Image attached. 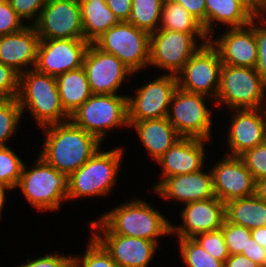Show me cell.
I'll return each instance as SVG.
<instances>
[{
	"label": "cell",
	"instance_id": "8",
	"mask_svg": "<svg viewBox=\"0 0 266 267\" xmlns=\"http://www.w3.org/2000/svg\"><path fill=\"white\" fill-rule=\"evenodd\" d=\"M93 44L103 52L115 55L134 74L149 66L150 33L128 21L109 28Z\"/></svg>",
	"mask_w": 266,
	"mask_h": 267
},
{
	"label": "cell",
	"instance_id": "28",
	"mask_svg": "<svg viewBox=\"0 0 266 267\" xmlns=\"http://www.w3.org/2000/svg\"><path fill=\"white\" fill-rule=\"evenodd\" d=\"M83 23L84 39L93 43L98 37L120 21L105 0H78Z\"/></svg>",
	"mask_w": 266,
	"mask_h": 267
},
{
	"label": "cell",
	"instance_id": "45",
	"mask_svg": "<svg viewBox=\"0 0 266 267\" xmlns=\"http://www.w3.org/2000/svg\"><path fill=\"white\" fill-rule=\"evenodd\" d=\"M105 2L119 21L129 20L132 9V0H105Z\"/></svg>",
	"mask_w": 266,
	"mask_h": 267
},
{
	"label": "cell",
	"instance_id": "3",
	"mask_svg": "<svg viewBox=\"0 0 266 267\" xmlns=\"http://www.w3.org/2000/svg\"><path fill=\"white\" fill-rule=\"evenodd\" d=\"M17 98L22 114L29 109L41 128L70 119L61 105L56 77L35 68L20 74Z\"/></svg>",
	"mask_w": 266,
	"mask_h": 267
},
{
	"label": "cell",
	"instance_id": "47",
	"mask_svg": "<svg viewBox=\"0 0 266 267\" xmlns=\"http://www.w3.org/2000/svg\"><path fill=\"white\" fill-rule=\"evenodd\" d=\"M251 231L252 238L262 247L266 248V226L254 228Z\"/></svg>",
	"mask_w": 266,
	"mask_h": 267
},
{
	"label": "cell",
	"instance_id": "13",
	"mask_svg": "<svg viewBox=\"0 0 266 267\" xmlns=\"http://www.w3.org/2000/svg\"><path fill=\"white\" fill-rule=\"evenodd\" d=\"M144 84L127 96L128 121L152 120L167 117L174 92L178 88L177 76L164 73Z\"/></svg>",
	"mask_w": 266,
	"mask_h": 267
},
{
	"label": "cell",
	"instance_id": "12",
	"mask_svg": "<svg viewBox=\"0 0 266 267\" xmlns=\"http://www.w3.org/2000/svg\"><path fill=\"white\" fill-rule=\"evenodd\" d=\"M33 26L41 40L84 39L78 0H48Z\"/></svg>",
	"mask_w": 266,
	"mask_h": 267
},
{
	"label": "cell",
	"instance_id": "26",
	"mask_svg": "<svg viewBox=\"0 0 266 267\" xmlns=\"http://www.w3.org/2000/svg\"><path fill=\"white\" fill-rule=\"evenodd\" d=\"M56 79L61 105L70 116L92 95L86 72L82 66L60 74Z\"/></svg>",
	"mask_w": 266,
	"mask_h": 267
},
{
	"label": "cell",
	"instance_id": "7",
	"mask_svg": "<svg viewBox=\"0 0 266 267\" xmlns=\"http://www.w3.org/2000/svg\"><path fill=\"white\" fill-rule=\"evenodd\" d=\"M70 120L102 142L108 130L129 127L127 96L92 94L70 115Z\"/></svg>",
	"mask_w": 266,
	"mask_h": 267
},
{
	"label": "cell",
	"instance_id": "21",
	"mask_svg": "<svg viewBox=\"0 0 266 267\" xmlns=\"http://www.w3.org/2000/svg\"><path fill=\"white\" fill-rule=\"evenodd\" d=\"M167 177L155 184L153 189L165 200L172 199L184 204L216 197L211 169Z\"/></svg>",
	"mask_w": 266,
	"mask_h": 267
},
{
	"label": "cell",
	"instance_id": "43",
	"mask_svg": "<svg viewBox=\"0 0 266 267\" xmlns=\"http://www.w3.org/2000/svg\"><path fill=\"white\" fill-rule=\"evenodd\" d=\"M241 254L245 255L260 267H266V248L259 245L252 236L248 239L246 248L243 249Z\"/></svg>",
	"mask_w": 266,
	"mask_h": 267
},
{
	"label": "cell",
	"instance_id": "23",
	"mask_svg": "<svg viewBox=\"0 0 266 267\" xmlns=\"http://www.w3.org/2000/svg\"><path fill=\"white\" fill-rule=\"evenodd\" d=\"M205 142L209 141L198 138H180L156 161L162 168V180L203 169Z\"/></svg>",
	"mask_w": 266,
	"mask_h": 267
},
{
	"label": "cell",
	"instance_id": "38",
	"mask_svg": "<svg viewBox=\"0 0 266 267\" xmlns=\"http://www.w3.org/2000/svg\"><path fill=\"white\" fill-rule=\"evenodd\" d=\"M255 180L266 177V142L239 156Z\"/></svg>",
	"mask_w": 266,
	"mask_h": 267
},
{
	"label": "cell",
	"instance_id": "37",
	"mask_svg": "<svg viewBox=\"0 0 266 267\" xmlns=\"http://www.w3.org/2000/svg\"><path fill=\"white\" fill-rule=\"evenodd\" d=\"M263 15L264 13L254 15L250 21V25L254 28L258 47L257 65L255 70L266 83V16ZM256 19H258L257 21L259 23H257ZM256 23L257 25L260 24L261 27L260 25H255Z\"/></svg>",
	"mask_w": 266,
	"mask_h": 267
},
{
	"label": "cell",
	"instance_id": "35",
	"mask_svg": "<svg viewBox=\"0 0 266 267\" xmlns=\"http://www.w3.org/2000/svg\"><path fill=\"white\" fill-rule=\"evenodd\" d=\"M194 239L209 255L223 263L230 255L222 229L198 234Z\"/></svg>",
	"mask_w": 266,
	"mask_h": 267
},
{
	"label": "cell",
	"instance_id": "32",
	"mask_svg": "<svg viewBox=\"0 0 266 267\" xmlns=\"http://www.w3.org/2000/svg\"><path fill=\"white\" fill-rule=\"evenodd\" d=\"M180 254L187 267H224V263L209 255L194 238H178Z\"/></svg>",
	"mask_w": 266,
	"mask_h": 267
},
{
	"label": "cell",
	"instance_id": "5",
	"mask_svg": "<svg viewBox=\"0 0 266 267\" xmlns=\"http://www.w3.org/2000/svg\"><path fill=\"white\" fill-rule=\"evenodd\" d=\"M123 148L100 149L78 170L69 175L68 200L109 194L116 184Z\"/></svg>",
	"mask_w": 266,
	"mask_h": 267
},
{
	"label": "cell",
	"instance_id": "42",
	"mask_svg": "<svg viewBox=\"0 0 266 267\" xmlns=\"http://www.w3.org/2000/svg\"><path fill=\"white\" fill-rule=\"evenodd\" d=\"M73 266V257L65 256L62 253V256L56 254H49L37 259H29L28 263L22 264L20 267H72Z\"/></svg>",
	"mask_w": 266,
	"mask_h": 267
},
{
	"label": "cell",
	"instance_id": "46",
	"mask_svg": "<svg viewBox=\"0 0 266 267\" xmlns=\"http://www.w3.org/2000/svg\"><path fill=\"white\" fill-rule=\"evenodd\" d=\"M224 267H260L243 254L229 255Z\"/></svg>",
	"mask_w": 266,
	"mask_h": 267
},
{
	"label": "cell",
	"instance_id": "9",
	"mask_svg": "<svg viewBox=\"0 0 266 267\" xmlns=\"http://www.w3.org/2000/svg\"><path fill=\"white\" fill-rule=\"evenodd\" d=\"M207 96L180 89L174 92L167 119L181 137L210 140L212 110L205 104Z\"/></svg>",
	"mask_w": 266,
	"mask_h": 267
},
{
	"label": "cell",
	"instance_id": "20",
	"mask_svg": "<svg viewBox=\"0 0 266 267\" xmlns=\"http://www.w3.org/2000/svg\"><path fill=\"white\" fill-rule=\"evenodd\" d=\"M92 236L104 247L118 267H148L159 245L151 240L117 234L93 232Z\"/></svg>",
	"mask_w": 266,
	"mask_h": 267
},
{
	"label": "cell",
	"instance_id": "18",
	"mask_svg": "<svg viewBox=\"0 0 266 267\" xmlns=\"http://www.w3.org/2000/svg\"><path fill=\"white\" fill-rule=\"evenodd\" d=\"M229 126V156H240L266 142V107L235 109Z\"/></svg>",
	"mask_w": 266,
	"mask_h": 267
},
{
	"label": "cell",
	"instance_id": "17",
	"mask_svg": "<svg viewBox=\"0 0 266 267\" xmlns=\"http://www.w3.org/2000/svg\"><path fill=\"white\" fill-rule=\"evenodd\" d=\"M181 211L182 225L171 224V234L178 238H194L196 235L221 229L226 219L225 203L217 197L184 204Z\"/></svg>",
	"mask_w": 266,
	"mask_h": 267
},
{
	"label": "cell",
	"instance_id": "16",
	"mask_svg": "<svg viewBox=\"0 0 266 267\" xmlns=\"http://www.w3.org/2000/svg\"><path fill=\"white\" fill-rule=\"evenodd\" d=\"M214 192L223 203L255 193V179L238 156L226 155L211 168Z\"/></svg>",
	"mask_w": 266,
	"mask_h": 267
},
{
	"label": "cell",
	"instance_id": "2",
	"mask_svg": "<svg viewBox=\"0 0 266 267\" xmlns=\"http://www.w3.org/2000/svg\"><path fill=\"white\" fill-rule=\"evenodd\" d=\"M128 201L91 222L93 232L143 238L157 244V238L171 235V223L150 203L140 199Z\"/></svg>",
	"mask_w": 266,
	"mask_h": 267
},
{
	"label": "cell",
	"instance_id": "27",
	"mask_svg": "<svg viewBox=\"0 0 266 267\" xmlns=\"http://www.w3.org/2000/svg\"><path fill=\"white\" fill-rule=\"evenodd\" d=\"M226 220L249 230L266 226V201L255 194L225 203Z\"/></svg>",
	"mask_w": 266,
	"mask_h": 267
},
{
	"label": "cell",
	"instance_id": "10",
	"mask_svg": "<svg viewBox=\"0 0 266 267\" xmlns=\"http://www.w3.org/2000/svg\"><path fill=\"white\" fill-rule=\"evenodd\" d=\"M222 62L217 49L202 44L176 75L178 87L184 91L216 99Z\"/></svg>",
	"mask_w": 266,
	"mask_h": 267
},
{
	"label": "cell",
	"instance_id": "11",
	"mask_svg": "<svg viewBox=\"0 0 266 267\" xmlns=\"http://www.w3.org/2000/svg\"><path fill=\"white\" fill-rule=\"evenodd\" d=\"M200 46L191 33L158 29L150 34L149 66L177 75Z\"/></svg>",
	"mask_w": 266,
	"mask_h": 267
},
{
	"label": "cell",
	"instance_id": "19",
	"mask_svg": "<svg viewBox=\"0 0 266 267\" xmlns=\"http://www.w3.org/2000/svg\"><path fill=\"white\" fill-rule=\"evenodd\" d=\"M209 41L219 52L222 64L256 67L258 47L254 28L250 24L240 28H228L217 39L210 37Z\"/></svg>",
	"mask_w": 266,
	"mask_h": 267
},
{
	"label": "cell",
	"instance_id": "40",
	"mask_svg": "<svg viewBox=\"0 0 266 267\" xmlns=\"http://www.w3.org/2000/svg\"><path fill=\"white\" fill-rule=\"evenodd\" d=\"M20 74L0 61V100L17 98Z\"/></svg>",
	"mask_w": 266,
	"mask_h": 267
},
{
	"label": "cell",
	"instance_id": "50",
	"mask_svg": "<svg viewBox=\"0 0 266 267\" xmlns=\"http://www.w3.org/2000/svg\"><path fill=\"white\" fill-rule=\"evenodd\" d=\"M260 13L266 15V0H248Z\"/></svg>",
	"mask_w": 266,
	"mask_h": 267
},
{
	"label": "cell",
	"instance_id": "39",
	"mask_svg": "<svg viewBox=\"0 0 266 267\" xmlns=\"http://www.w3.org/2000/svg\"><path fill=\"white\" fill-rule=\"evenodd\" d=\"M27 25L23 23L8 0H0V36L19 32Z\"/></svg>",
	"mask_w": 266,
	"mask_h": 267
},
{
	"label": "cell",
	"instance_id": "41",
	"mask_svg": "<svg viewBox=\"0 0 266 267\" xmlns=\"http://www.w3.org/2000/svg\"><path fill=\"white\" fill-rule=\"evenodd\" d=\"M11 7L15 10L17 15L22 20H34L32 23H28V25H33L41 12V10L46 5L48 0H8Z\"/></svg>",
	"mask_w": 266,
	"mask_h": 267
},
{
	"label": "cell",
	"instance_id": "22",
	"mask_svg": "<svg viewBox=\"0 0 266 267\" xmlns=\"http://www.w3.org/2000/svg\"><path fill=\"white\" fill-rule=\"evenodd\" d=\"M40 40L33 25H27L13 34L0 36V61L19 74L34 69ZM30 65V68L26 67Z\"/></svg>",
	"mask_w": 266,
	"mask_h": 267
},
{
	"label": "cell",
	"instance_id": "51",
	"mask_svg": "<svg viewBox=\"0 0 266 267\" xmlns=\"http://www.w3.org/2000/svg\"><path fill=\"white\" fill-rule=\"evenodd\" d=\"M253 15H257L260 12L248 1V0H239Z\"/></svg>",
	"mask_w": 266,
	"mask_h": 267
},
{
	"label": "cell",
	"instance_id": "24",
	"mask_svg": "<svg viewBox=\"0 0 266 267\" xmlns=\"http://www.w3.org/2000/svg\"><path fill=\"white\" fill-rule=\"evenodd\" d=\"M128 123L129 127L135 128L139 140L155 161L182 138L167 117Z\"/></svg>",
	"mask_w": 266,
	"mask_h": 267
},
{
	"label": "cell",
	"instance_id": "33",
	"mask_svg": "<svg viewBox=\"0 0 266 267\" xmlns=\"http://www.w3.org/2000/svg\"><path fill=\"white\" fill-rule=\"evenodd\" d=\"M24 162L8 146H0V184L16 189Z\"/></svg>",
	"mask_w": 266,
	"mask_h": 267
},
{
	"label": "cell",
	"instance_id": "48",
	"mask_svg": "<svg viewBox=\"0 0 266 267\" xmlns=\"http://www.w3.org/2000/svg\"><path fill=\"white\" fill-rule=\"evenodd\" d=\"M259 199L266 201V177L255 180V193Z\"/></svg>",
	"mask_w": 266,
	"mask_h": 267
},
{
	"label": "cell",
	"instance_id": "1",
	"mask_svg": "<svg viewBox=\"0 0 266 267\" xmlns=\"http://www.w3.org/2000/svg\"><path fill=\"white\" fill-rule=\"evenodd\" d=\"M40 157L57 171L70 175L86 163L99 149L101 141L75 125L70 119L45 127Z\"/></svg>",
	"mask_w": 266,
	"mask_h": 267
},
{
	"label": "cell",
	"instance_id": "31",
	"mask_svg": "<svg viewBox=\"0 0 266 267\" xmlns=\"http://www.w3.org/2000/svg\"><path fill=\"white\" fill-rule=\"evenodd\" d=\"M22 116L18 98L0 100V146H6L17 131Z\"/></svg>",
	"mask_w": 266,
	"mask_h": 267
},
{
	"label": "cell",
	"instance_id": "25",
	"mask_svg": "<svg viewBox=\"0 0 266 267\" xmlns=\"http://www.w3.org/2000/svg\"><path fill=\"white\" fill-rule=\"evenodd\" d=\"M206 34L212 37L213 24L223 23L226 28H240L250 24L254 16L239 0H205Z\"/></svg>",
	"mask_w": 266,
	"mask_h": 267
},
{
	"label": "cell",
	"instance_id": "6",
	"mask_svg": "<svg viewBox=\"0 0 266 267\" xmlns=\"http://www.w3.org/2000/svg\"><path fill=\"white\" fill-rule=\"evenodd\" d=\"M265 99L266 83L255 68L222 64L216 106L226 104L230 110L259 109L265 108Z\"/></svg>",
	"mask_w": 266,
	"mask_h": 267
},
{
	"label": "cell",
	"instance_id": "36",
	"mask_svg": "<svg viewBox=\"0 0 266 267\" xmlns=\"http://www.w3.org/2000/svg\"><path fill=\"white\" fill-rule=\"evenodd\" d=\"M225 243L230 255L241 254L246 248L248 239L251 237V231L241 225L232 224L226 219L221 227Z\"/></svg>",
	"mask_w": 266,
	"mask_h": 267
},
{
	"label": "cell",
	"instance_id": "14",
	"mask_svg": "<svg viewBox=\"0 0 266 267\" xmlns=\"http://www.w3.org/2000/svg\"><path fill=\"white\" fill-rule=\"evenodd\" d=\"M92 94H117L127 76L134 73L115 55L90 43L83 59Z\"/></svg>",
	"mask_w": 266,
	"mask_h": 267
},
{
	"label": "cell",
	"instance_id": "44",
	"mask_svg": "<svg viewBox=\"0 0 266 267\" xmlns=\"http://www.w3.org/2000/svg\"><path fill=\"white\" fill-rule=\"evenodd\" d=\"M182 5L190 14L199 20L206 32V4L205 0H173Z\"/></svg>",
	"mask_w": 266,
	"mask_h": 267
},
{
	"label": "cell",
	"instance_id": "34",
	"mask_svg": "<svg viewBox=\"0 0 266 267\" xmlns=\"http://www.w3.org/2000/svg\"><path fill=\"white\" fill-rule=\"evenodd\" d=\"M83 256L73 258L74 267H118L104 247L93 237Z\"/></svg>",
	"mask_w": 266,
	"mask_h": 267
},
{
	"label": "cell",
	"instance_id": "15",
	"mask_svg": "<svg viewBox=\"0 0 266 267\" xmlns=\"http://www.w3.org/2000/svg\"><path fill=\"white\" fill-rule=\"evenodd\" d=\"M89 44L85 39L40 40L35 69L54 77L78 69Z\"/></svg>",
	"mask_w": 266,
	"mask_h": 267
},
{
	"label": "cell",
	"instance_id": "4",
	"mask_svg": "<svg viewBox=\"0 0 266 267\" xmlns=\"http://www.w3.org/2000/svg\"><path fill=\"white\" fill-rule=\"evenodd\" d=\"M31 168L23 165L19 187L29 204L38 210H58L68 200L69 175L57 171L40 156Z\"/></svg>",
	"mask_w": 266,
	"mask_h": 267
},
{
	"label": "cell",
	"instance_id": "49",
	"mask_svg": "<svg viewBox=\"0 0 266 267\" xmlns=\"http://www.w3.org/2000/svg\"><path fill=\"white\" fill-rule=\"evenodd\" d=\"M6 190H12V189L7 185L0 184V217L2 215V210L6 199L5 197V195L7 194Z\"/></svg>",
	"mask_w": 266,
	"mask_h": 267
},
{
	"label": "cell",
	"instance_id": "30",
	"mask_svg": "<svg viewBox=\"0 0 266 267\" xmlns=\"http://www.w3.org/2000/svg\"><path fill=\"white\" fill-rule=\"evenodd\" d=\"M163 3L164 0H132L128 22L150 34L156 32L160 27Z\"/></svg>",
	"mask_w": 266,
	"mask_h": 267
},
{
	"label": "cell",
	"instance_id": "29",
	"mask_svg": "<svg viewBox=\"0 0 266 267\" xmlns=\"http://www.w3.org/2000/svg\"><path fill=\"white\" fill-rule=\"evenodd\" d=\"M159 29L191 33L196 39H202L203 44L210 40L202 23L173 0H164Z\"/></svg>",
	"mask_w": 266,
	"mask_h": 267
}]
</instances>
